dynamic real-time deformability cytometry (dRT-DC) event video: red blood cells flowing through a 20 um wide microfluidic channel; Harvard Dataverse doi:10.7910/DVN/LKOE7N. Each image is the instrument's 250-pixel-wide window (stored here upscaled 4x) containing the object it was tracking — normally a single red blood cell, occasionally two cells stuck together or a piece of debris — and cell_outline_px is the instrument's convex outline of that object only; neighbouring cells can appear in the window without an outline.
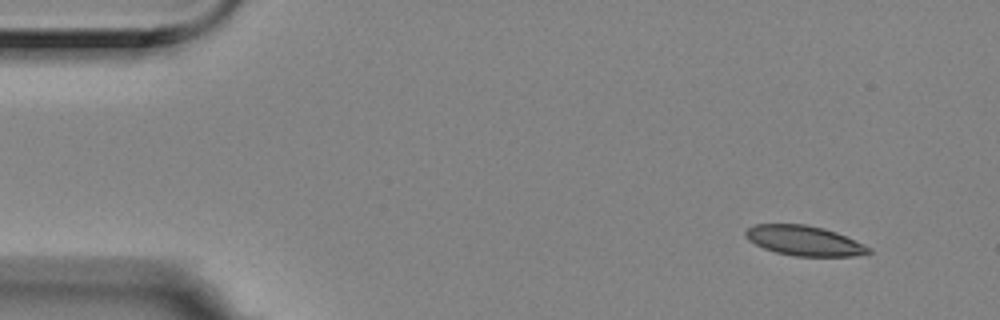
{"species": "Egyptian fruit bat (a non-hibernating species)", "species_latin": "Rousettus aegyptiacus", "temperature_condition": "room temperature", "stored_images_in_passage": 3, "camera_frame_rate_fps": 3000, "um_per_image_px": 0.085, "animal": {"sex": "female"}, "frame": {"image": 1, "passage_image": 1, "time_ms": 0.0, "image_size_px": [1000, 320], "cell_outline_px": [[872, 252], [856, 256], [796, 256], [776, 252], [764, 248], [748, 240], [744, 236], [744, 232], [748, 228], [756, 224], [804, 224], [824, 228], [836, 232], [872, 248]], "centroid_in_image_um": [68.36, 20.46], "position_along_channel_um": 16.6, "area_um2": 21.39}}
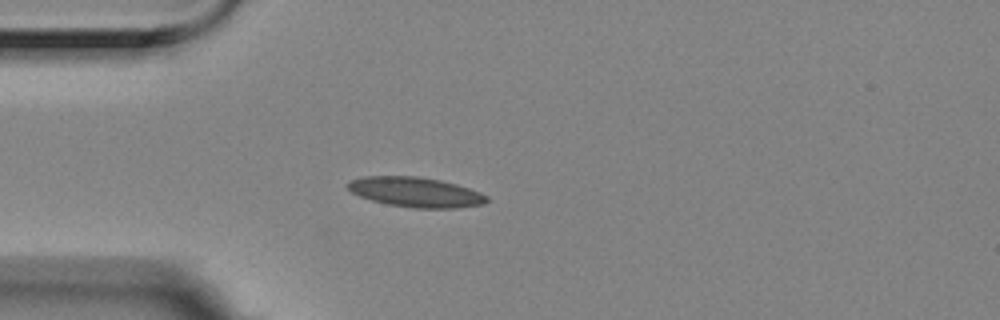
{"frame": {"image": 2, "passage_image": 3, "time_ms": 0.667, "image_size_px": [1000, 320], "cell_outline_px": [[488, 200], [484, 204], [456, 208], [416, 208], [388, 204], [372, 200], [360, 196], [352, 192], [348, 188], [348, 184], [352, 180], [364, 176], [416, 176], [440, 180], [456, 184], [480, 192], [488, 196]], "centroid_in_image_um": [35.36, 16.33], "position_along_channel_um": 49.6, "area_um2": 23.99}}